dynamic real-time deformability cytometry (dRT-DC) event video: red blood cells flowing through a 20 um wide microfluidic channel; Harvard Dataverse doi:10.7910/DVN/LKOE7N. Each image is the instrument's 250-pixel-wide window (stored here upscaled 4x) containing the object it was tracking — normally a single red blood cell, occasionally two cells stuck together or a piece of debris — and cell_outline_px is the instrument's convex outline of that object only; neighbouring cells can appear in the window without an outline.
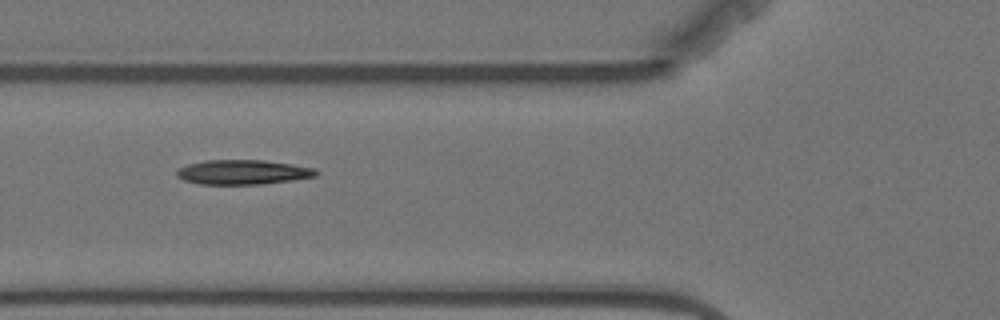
{"species": "Egyptian fruit bat (a non-hibernating species)", "species_latin": "Rousettus aegyptiacus", "temperature_condition": "warm", "stored_images_in_passage": 7, "camera_frame_rate_fps": 3000, "um_per_image_px": 0.085, "animal": {"sex": "female"}, "frame": {"image": 1, "passage_image": 3, "time_ms": 2.333, "image_size_px": [1000, 320], "cell_outline_px": [[320, 172], [316, 176], [292, 180], [260, 184], [200, 184], [184, 180], [176, 176], [176, 172], [180, 168], [188, 164], [204, 160], [264, 160], [292, 164], [316, 168]], "centroid_in_image_um": [20.67, 14.63], "position_along_channel_um": 105.1, "area_um2": 20.0}}
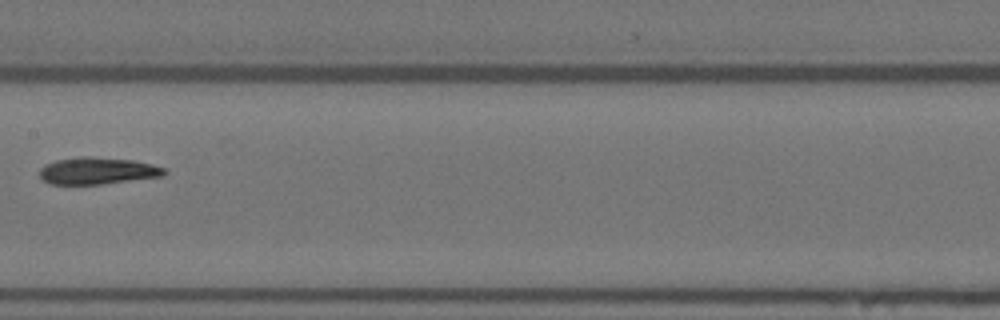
{"frame": {"image": 2, "passage_image": 5, "time_ms": 5.0, "image_size_px": [1000, 320], "cell_outline_px": [[168, 172], [164, 176], [100, 184], [52, 184], [44, 180], [40, 176], [40, 168], [44, 164], [56, 160], [80, 156], [88, 156], [132, 160], [152, 164], [164, 168]], "centroid_in_image_um": [8.29, 14.51], "position_along_channel_um": 199.1, "area_um2": 19.54}}
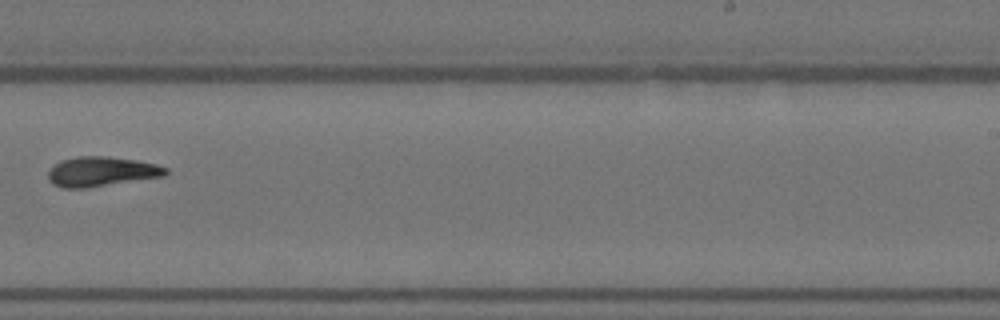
{"frame": {"image": 3, "passage_image": 7, "time_ms": 7.333, "image_size_px": [1000, 320], "cell_outline_px": [[168, 172], [164, 176], [84, 188], [64, 188], [52, 184], [48, 180], [48, 172], [52, 164], [60, 160], [76, 156], [108, 156], [136, 160], [156, 164], [168, 168]], "centroid_in_image_um": [8.57, 14.57], "position_along_channel_um": 280.4, "area_um2": 20.46}}